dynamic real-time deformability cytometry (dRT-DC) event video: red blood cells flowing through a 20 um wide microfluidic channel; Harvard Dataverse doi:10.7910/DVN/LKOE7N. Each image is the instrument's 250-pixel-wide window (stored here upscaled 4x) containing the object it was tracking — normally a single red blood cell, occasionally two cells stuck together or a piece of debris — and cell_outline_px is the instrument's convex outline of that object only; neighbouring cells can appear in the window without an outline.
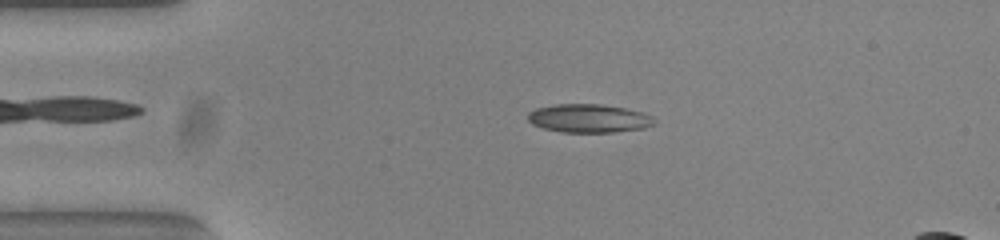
{"species": "common noctule bat (a hibernating species)", "species_latin": "Nyctalus noctula", "temperature_condition": "warm", "stored_images_in_passage": 53, "camera_frame_rate_fps": 3000, "um_per_image_px": 0.085, "animal": {"sex": "female", "body_mass_g": 23.0, "forearm_length_mm": 53.4}, "frame": {"image": 1, "passage_image": 11, "time_ms": 3.333, "image_size_px": [1000, 240], "cell_outline_px": [[656, 124], [644, 128], [612, 132], [560, 132], [544, 128], [532, 124], [528, 120], [528, 112], [536, 108], [556, 104], [600, 104], [624, 108], [644, 112], [652, 116], [656, 120]], "centroid_in_image_um": [50.07, 10.06], "position_along_channel_um": 34.9, "area_um2": 21.04}}
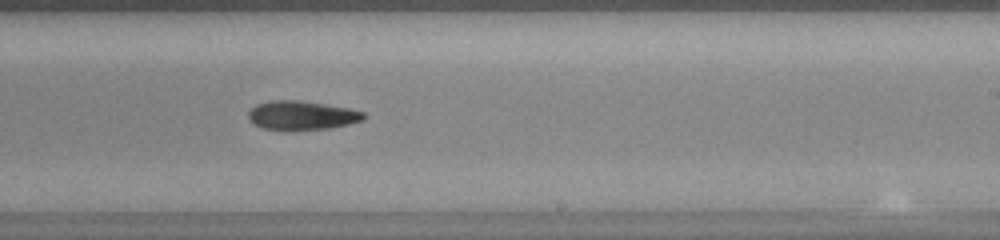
{"frame": {"image": 2, "passage_image": 32, "time_ms": 10.333, "image_size_px": [1000, 240], "cell_outline_px": [[364, 116], [360, 120], [348, 124], [328, 128], [264, 128], [248, 120], [248, 112], [256, 104], [268, 100], [300, 100], [348, 108], [364, 112]], "centroid_in_image_um": [25.61, 9.76], "position_along_channel_um": 263.4, "area_um2": 18.73}}
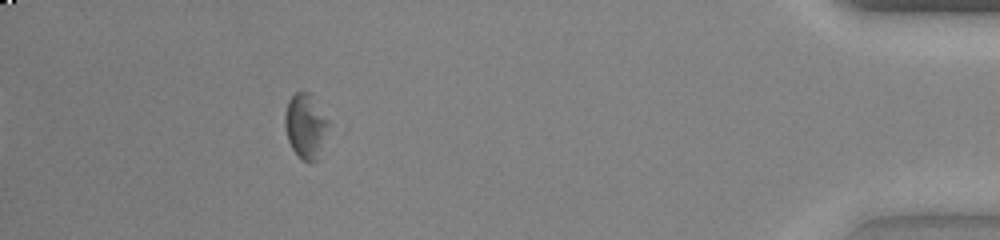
{"frame": {"image": 3, "passage_image": 48, "time_ms": 15.667, "image_size_px": [1000, 240], "cell_outline_px": [[328, 124], [320, 160], [312, 164], [308, 164], [292, 148], [288, 140], [284, 124], [284, 116], [288, 100], [296, 92], [308, 92], [328, 120]], "centroid_in_image_um": [25.97, 10.78], "position_along_channel_um": 409.2, "area_um2": 16.36}}